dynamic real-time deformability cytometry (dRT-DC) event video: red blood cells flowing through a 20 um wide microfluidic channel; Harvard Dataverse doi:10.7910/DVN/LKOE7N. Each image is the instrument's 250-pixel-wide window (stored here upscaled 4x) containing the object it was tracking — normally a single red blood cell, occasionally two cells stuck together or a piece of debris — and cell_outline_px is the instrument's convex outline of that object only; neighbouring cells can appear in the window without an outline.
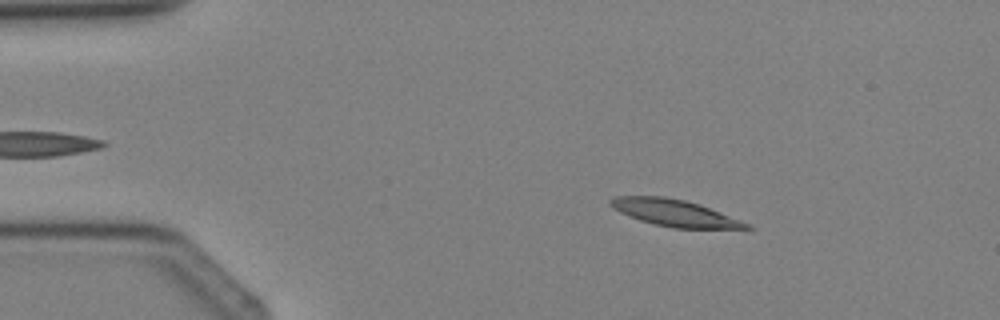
{"species": "Egyptian fruit bat (a non-hibernating species)", "species_latin": "Rousettus aegyptiacus", "temperature_condition": "cold", "stored_images_in_passage": 2, "camera_frame_rate_fps": 3000, "um_per_image_px": 0.085, "animal": {"sex": "female"}, "frame": {"image": 1, "passage_image": 1, "time_ms": 0.0, "image_size_px": [1000, 320], "cell_outline_px": [[756, 228], [672, 228], [640, 220], [628, 216], [612, 208], [608, 204], [608, 200], [616, 196], [664, 196], [684, 200], [708, 208], [752, 224]], "centroid_in_image_um": [57.29, 18.09], "position_along_channel_um": 27.7, "area_um2": 20.92}}